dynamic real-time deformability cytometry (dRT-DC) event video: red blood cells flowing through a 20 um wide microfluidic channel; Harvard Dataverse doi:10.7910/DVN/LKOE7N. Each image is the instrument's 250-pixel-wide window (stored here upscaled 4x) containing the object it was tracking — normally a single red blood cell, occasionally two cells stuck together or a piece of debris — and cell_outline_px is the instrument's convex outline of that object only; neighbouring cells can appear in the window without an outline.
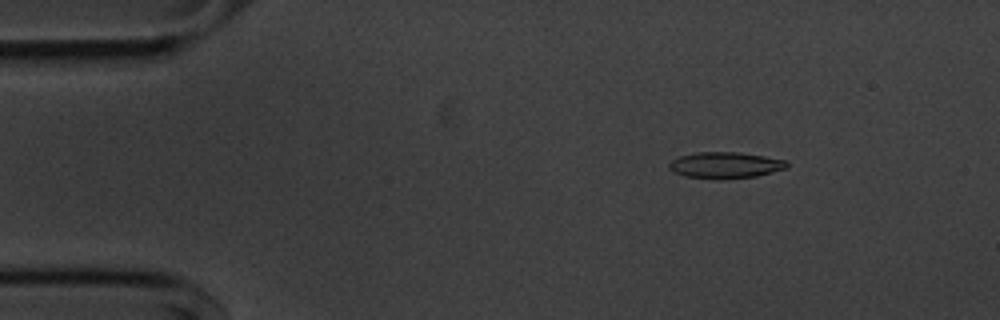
{"species": "common noctule bat (a hibernating species)", "species_latin": "Nyctalus noctula", "temperature_condition": "cold", "stored_images_in_passage": 50, "camera_frame_rate_fps": 3000, "um_per_image_px": 0.085, "animal": {"sex": "male", "body_mass_g": 20.1, "forearm_length_mm": 53.5}, "frame": {"image": 1, "passage_image": 3, "time_ms": 0.667, "image_size_px": [1000, 320], "cell_outline_px": [[788, 168], [756, 176], [720, 180], [712, 180], [684, 176], [668, 168], [668, 164], [672, 160], [680, 156], [696, 152], [740, 152], [788, 160]], "centroid_in_image_um": [61.66, 14.05], "position_along_channel_um": 23.3, "area_um2": 18.32}}
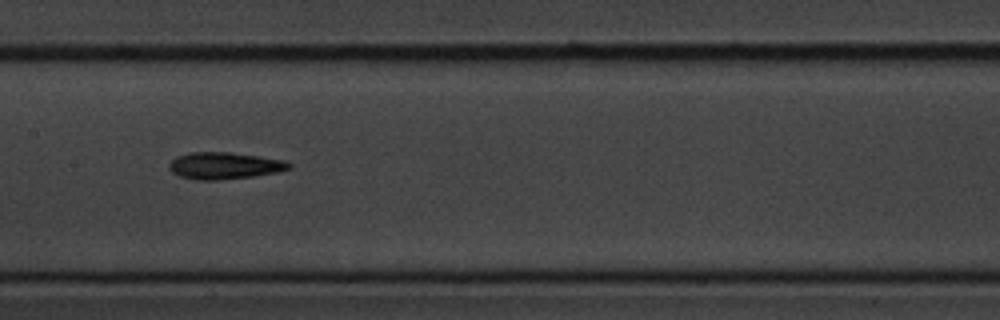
{"frame": {"image": 2, "passage_image": 22, "time_ms": 7.0, "image_size_px": [1000, 320], "cell_outline_px": [[292, 168], [280, 172], [252, 176], [220, 180], [196, 180], [180, 176], [172, 172], [168, 168], [168, 164], [176, 156], [188, 152], [228, 152], [260, 156], [288, 160], [292, 164]], "centroid_in_image_um": [19.11, 14.08], "position_along_channel_um": 188.3, "area_um2": 19.07}}
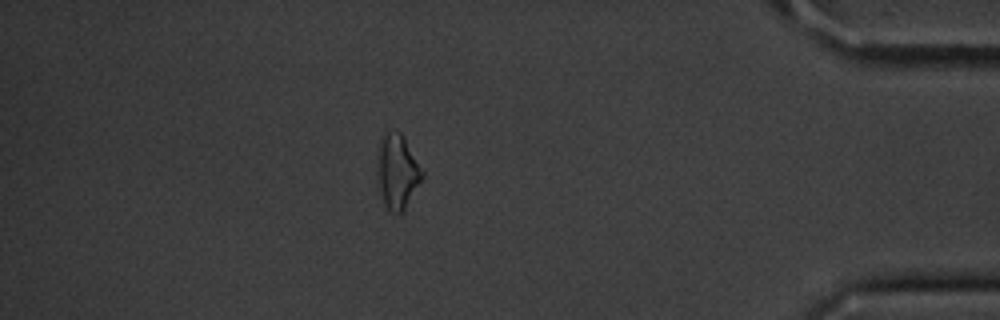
{"frame": {"image": 3, "passage_image": 43, "time_ms": 14.0, "image_size_px": [1000, 320], "cell_outline_px": [[424, 176], [404, 208], [400, 212], [392, 212], [388, 208], [384, 200], [376, 180], [376, 152], [384, 128], [400, 132], [404, 136], [424, 172]], "centroid_in_image_um": [33.73, 14.46], "position_along_channel_um": 401.5, "area_um2": 19.77}, "authors_computed_cell_mechanics": {"area_um2": 18.3515, "velocity_mm_per_s": 3.6408, "shape_relaxation_time_tau1_ms": 4.3484, "shape_relaxation_time_tau2_ms": 9.2865, "deformation_change_tau1": 0.117, "deformation_change_tau2": 0.226}}